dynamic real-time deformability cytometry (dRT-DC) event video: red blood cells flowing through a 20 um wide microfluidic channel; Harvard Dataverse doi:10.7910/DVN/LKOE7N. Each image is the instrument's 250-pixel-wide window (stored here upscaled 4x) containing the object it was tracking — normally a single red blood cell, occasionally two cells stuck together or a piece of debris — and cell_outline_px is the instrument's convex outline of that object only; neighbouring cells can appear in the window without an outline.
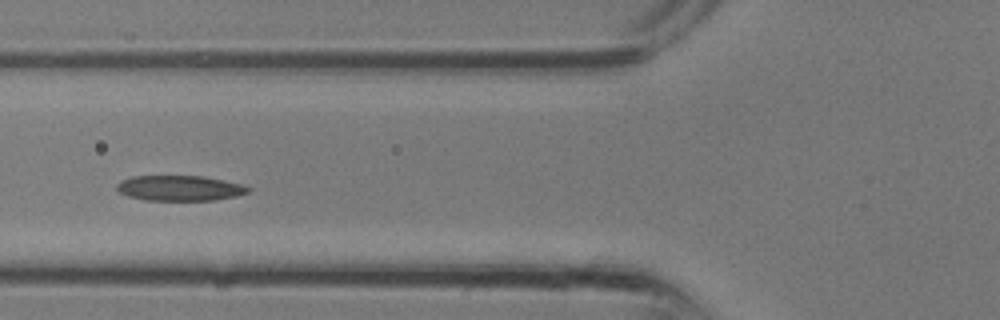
{"species": "common noctule bat (a hibernating species)", "species_latin": "Nyctalus noctula", "temperature_condition": "room temperature", "stored_images_in_passage": 13, "camera_frame_rate_fps": 3000, "um_per_image_px": 0.085, "animal": {"sex": "male", "body_mass_g": 13.3}, "frame": {"image": 1, "passage_image": 8, "time_ms": 2.333, "image_size_px": [1000, 320], "cell_outline_px": [[252, 188], [248, 192], [236, 196], [216, 200], [144, 200], [128, 196], [120, 192], [116, 188], [116, 184], [120, 180], [132, 176], [204, 176], [244, 184]], "centroid_in_image_um": [15.29, 15.98], "position_along_channel_um": 110.5, "area_um2": 19.54}}
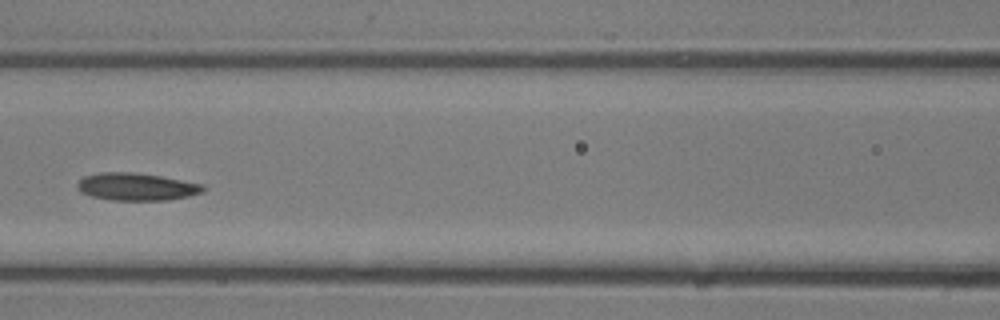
{"frame": {"image": 2, "passage_image": 10, "time_ms": 3.0, "image_size_px": [1000, 320], "cell_outline_px": [[204, 192], [188, 196], [168, 200], [112, 200], [92, 196], [80, 192], [76, 184], [84, 176], [100, 172], [132, 172], [160, 176], [204, 184]], "centroid_in_image_um": [11.6, 15.87], "position_along_channel_um": 155.0, "area_um2": 20.11}}
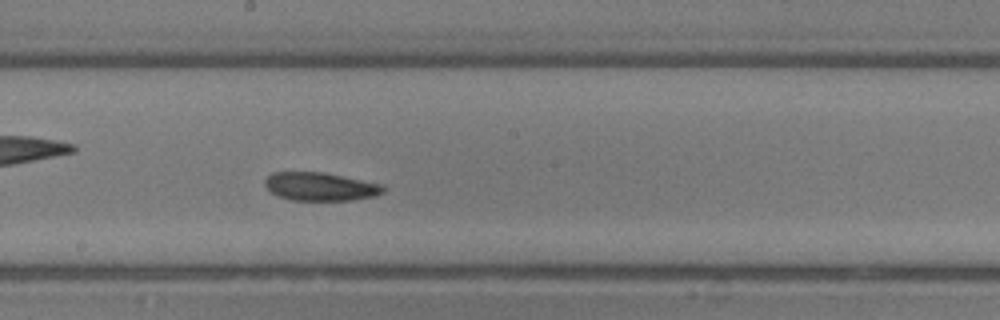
{"frame": {"image": 3, "passage_image": 13, "time_ms": 4.0, "image_size_px": [1000, 320], "cell_outline_px": [[384, 192], [372, 196], [352, 200], [292, 200], [280, 196], [272, 192], [264, 184], [264, 180], [272, 172], [324, 172], [384, 184]], "centroid_in_image_um": [27.24, 15.84], "position_along_channel_um": 221.0, "area_um2": 19.42}}